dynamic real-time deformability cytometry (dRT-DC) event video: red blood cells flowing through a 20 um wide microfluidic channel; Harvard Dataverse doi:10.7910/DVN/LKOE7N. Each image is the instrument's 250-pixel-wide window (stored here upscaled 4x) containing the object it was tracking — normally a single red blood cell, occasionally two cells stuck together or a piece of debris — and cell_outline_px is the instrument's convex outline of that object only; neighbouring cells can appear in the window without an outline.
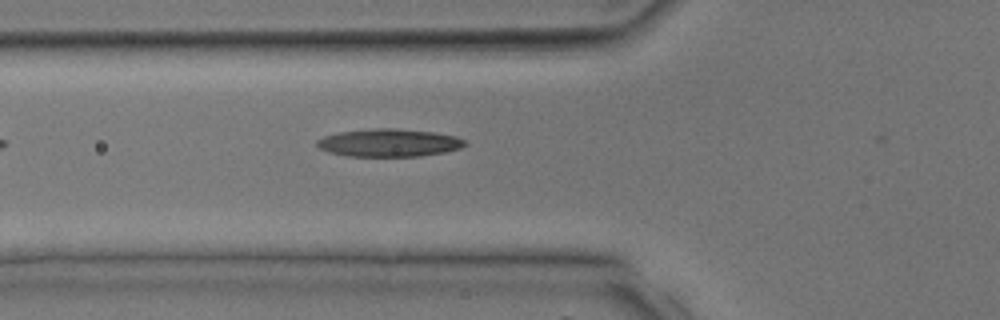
{"species": "common noctule bat (a hibernating species)", "species_latin": "Nyctalus noctula", "temperature_condition": "room temperature", "stored_images_in_passage": 6, "camera_frame_rate_fps": 3000, "um_per_image_px": 0.085, "animal": {"sex": "male", "body_mass_g": 17.9, "forearm_length_mm": 54.2}, "frame": {"image": 1, "passage_image": 5, "time_ms": 1.333, "image_size_px": [1000, 320], "cell_outline_px": [[468, 144], [460, 148], [444, 152], [420, 156], [348, 156], [328, 152], [320, 148], [316, 144], [316, 140], [324, 136], [340, 132], [372, 128], [396, 128], [432, 132], [456, 136], [464, 140]], "centroid_in_image_um": [33.06, 12.13], "position_along_channel_um": 92.7, "area_um2": 23.93}}